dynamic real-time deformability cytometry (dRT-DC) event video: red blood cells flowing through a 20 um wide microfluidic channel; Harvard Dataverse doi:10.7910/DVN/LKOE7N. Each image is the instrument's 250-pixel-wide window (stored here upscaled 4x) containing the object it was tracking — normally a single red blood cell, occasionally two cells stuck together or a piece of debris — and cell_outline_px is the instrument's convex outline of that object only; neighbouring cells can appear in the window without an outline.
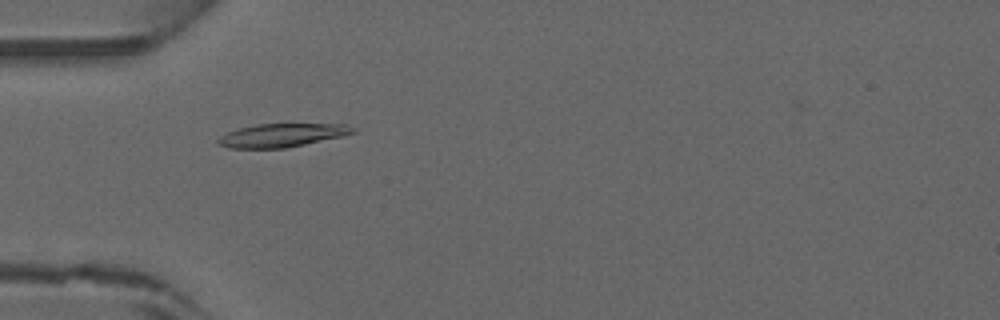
{"species": "common noctule bat (a hibernating species)", "species_latin": "Nyctalus noctula", "temperature_condition": "warm", "stored_images_in_passage": 42, "camera_frame_rate_fps": 3000, "um_per_image_px": 0.085, "animal": {"sex": "male", "forearm_length_mm": 52.5}, "frame": {"image": 1, "passage_image": 11, "time_ms": 3.333, "image_size_px": [1000, 320], "cell_outline_px": [[356, 132], [340, 136], [304, 144], [284, 148], [228, 148], [216, 144], [216, 140], [220, 136], [228, 132], [240, 128], [256, 124], [344, 124], [356, 128]], "centroid_in_image_um": [23.91, 11.49], "position_along_channel_um": 61.1, "area_um2": 18.21}}
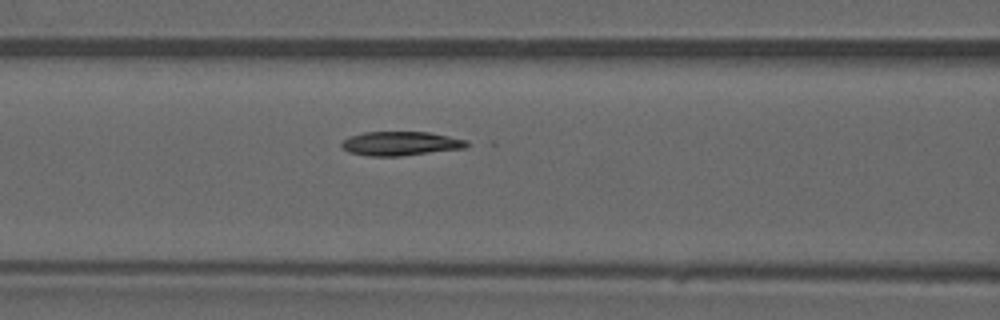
{"frame": {"image": 2, "passage_image": 16, "time_ms": 5.0, "image_size_px": [1000, 320], "cell_outline_px": [[468, 144], [464, 148], [400, 156], [368, 156], [348, 152], [340, 144], [348, 136], [364, 132], [428, 132], [468, 140]], "centroid_in_image_um": [34.02, 12.2], "position_along_channel_um": 132.6, "area_um2": 17.46}}
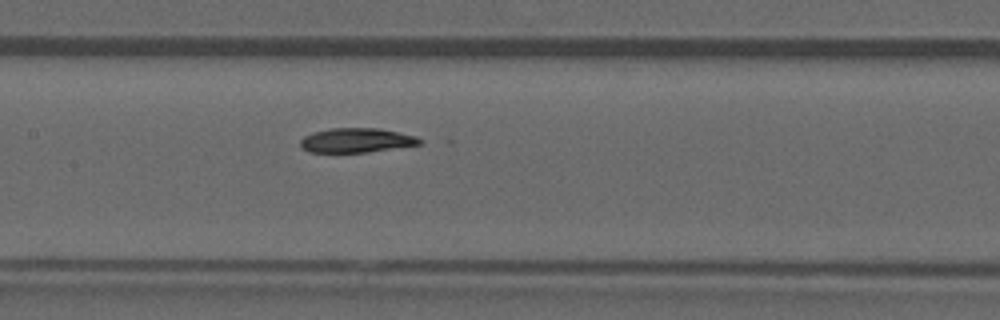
{"frame": {"image": 3, "passage_image": 19, "time_ms": 6.0, "image_size_px": [1000, 320], "cell_outline_px": [[424, 140], [420, 144], [368, 152], [308, 152], [300, 144], [300, 140], [304, 136], [312, 132], [332, 128], [380, 128], [416, 136]], "centroid_in_image_um": [30.3, 11.92], "position_along_channel_um": 177.1, "area_um2": 16.94}}